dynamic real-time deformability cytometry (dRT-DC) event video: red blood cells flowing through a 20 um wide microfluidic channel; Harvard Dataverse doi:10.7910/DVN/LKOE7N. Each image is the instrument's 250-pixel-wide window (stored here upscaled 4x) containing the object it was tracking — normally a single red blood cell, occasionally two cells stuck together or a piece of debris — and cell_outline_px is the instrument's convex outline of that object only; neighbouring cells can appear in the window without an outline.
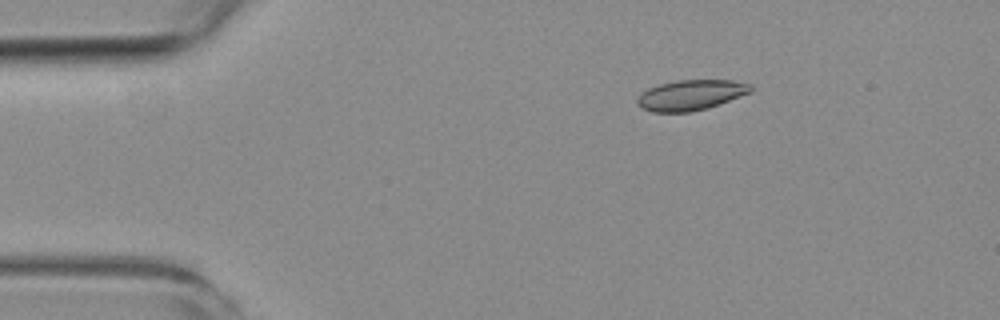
{"species": "common noctule bat (a hibernating species)", "species_latin": "Nyctalus noctula", "temperature_condition": "room temperature", "stored_images_in_passage": 6, "camera_frame_rate_fps": 3000, "um_per_image_px": 0.085, "animal": {"sex": "female", "body_mass_g": 19.3, "forearm_length_mm": 54.1}, "frame": {"image": 1, "passage_image": 3, "time_ms": 2.0, "image_size_px": [1000, 320], "cell_outline_px": [[752, 92], [708, 108], [688, 112], [652, 112], [636, 104], [636, 100], [648, 88], [660, 84], [676, 80], [732, 80], [752, 84]], "centroid_in_image_um": [58.75, 8.07], "position_along_channel_um": 26.3, "area_um2": 20.0}}
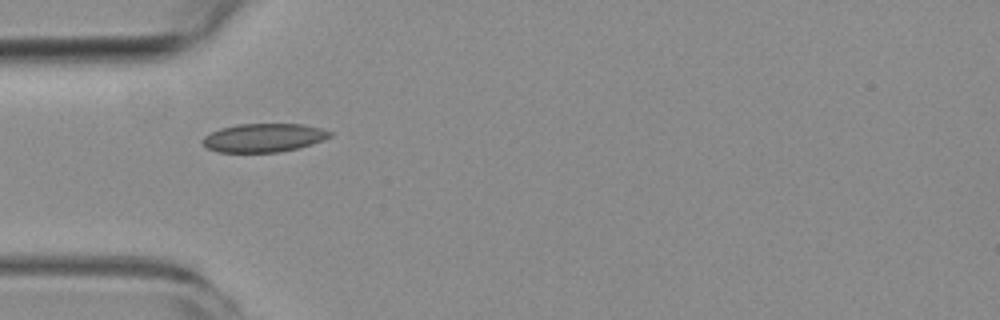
{"frame": {"image": 2, "passage_image": 5, "time_ms": 4.667, "image_size_px": [1000, 320], "cell_outline_px": [[332, 136], [312, 144], [280, 152], [220, 152], [208, 148], [204, 144], [204, 136], [220, 128], [236, 124], [304, 124], [320, 128], [332, 132]], "centroid_in_image_um": [22.44, 11.7], "position_along_channel_um": 62.6, "area_um2": 20.98}}
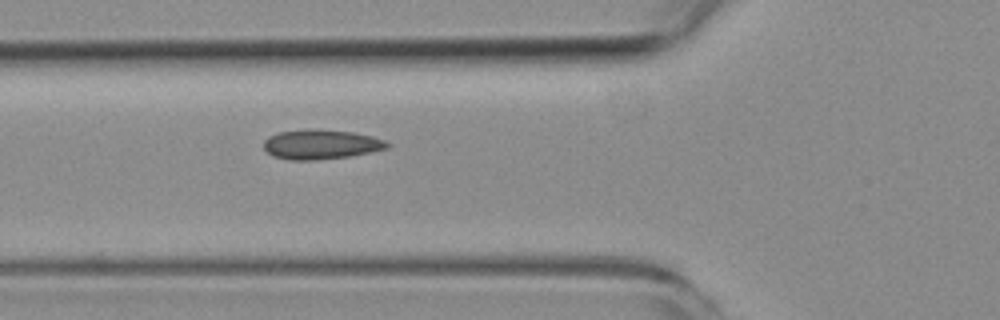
{"frame": {"image": 3, "passage_image": 6, "time_ms": 5.667, "image_size_px": [1000, 320], "cell_outline_px": [[392, 144], [388, 148], [348, 156], [316, 160], [288, 160], [272, 156], [264, 148], [264, 140], [268, 136], [276, 132], [352, 132], [372, 136], [384, 140]], "centroid_in_image_um": [27.28, 12.32], "position_along_channel_um": 98.5, "area_um2": 20.35}}